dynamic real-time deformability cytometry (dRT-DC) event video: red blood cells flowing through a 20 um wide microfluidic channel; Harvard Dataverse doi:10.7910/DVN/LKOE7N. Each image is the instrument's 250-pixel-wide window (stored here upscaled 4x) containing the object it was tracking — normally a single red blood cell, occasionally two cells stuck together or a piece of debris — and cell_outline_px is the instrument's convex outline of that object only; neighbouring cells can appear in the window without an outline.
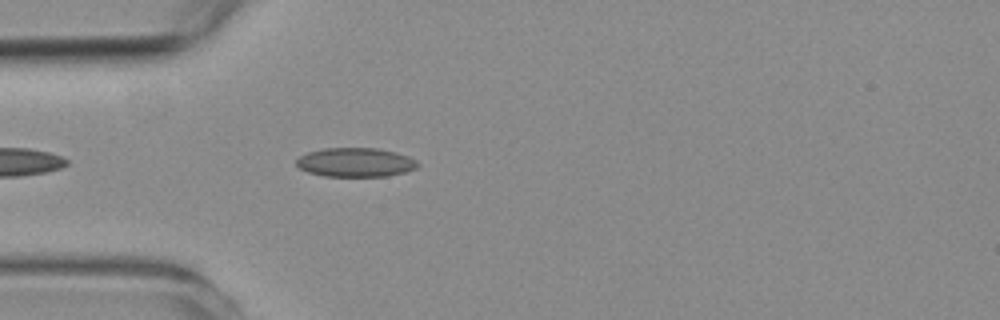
{"species": "common noctule bat (a hibernating species)", "species_latin": "Nyctalus noctula", "temperature_condition": "room temperature", "stored_images_in_passage": 13, "camera_frame_rate_fps": 3000, "um_per_image_px": 0.085, "animal": {"sex": "female", "body_mass_g": 19.3, "forearm_length_mm": 54.1}, "frame": {"image": 1, "passage_image": 4, "time_ms": 1.0, "image_size_px": [1000, 320], "cell_outline_px": [[420, 164], [416, 168], [404, 172], [388, 176], [324, 176], [308, 172], [300, 168], [296, 164], [296, 160], [300, 156], [308, 152], [324, 148], [376, 148], [396, 152], [408, 156], [416, 160]], "centroid_in_image_um": [30.23, 13.8], "position_along_channel_um": 54.8, "area_um2": 20.52}}
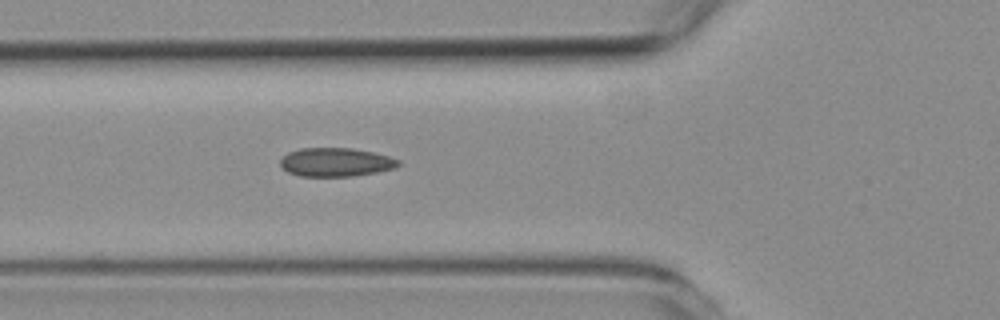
{"frame": {"image": 2, "passage_image": 8, "time_ms": 2.333, "image_size_px": [1000, 320], "cell_outline_px": [[400, 164], [396, 168], [376, 172], [352, 176], [300, 176], [288, 172], [280, 168], [280, 160], [288, 152], [300, 148], [352, 148], [372, 152], [388, 156], [400, 160]], "centroid_in_image_um": [28.52, 13.78], "position_along_channel_um": 97.3, "area_um2": 19.77}}